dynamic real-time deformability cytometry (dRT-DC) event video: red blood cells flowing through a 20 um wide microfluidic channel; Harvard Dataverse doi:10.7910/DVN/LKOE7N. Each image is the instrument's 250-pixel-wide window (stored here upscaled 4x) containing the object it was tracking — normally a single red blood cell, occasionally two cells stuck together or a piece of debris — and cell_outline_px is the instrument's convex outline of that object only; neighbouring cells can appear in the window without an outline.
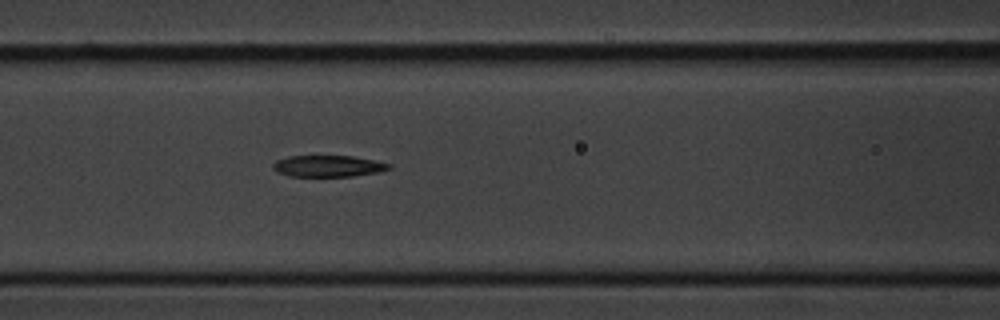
{"species": "common noctule bat (a hibernating species)", "species_latin": "Nyctalus noctula", "temperature_condition": "cold", "stored_images_in_passage": 7, "camera_frame_rate_fps": 3000, "um_per_image_px": 0.085, "animal": {"sex": "male", "body_mass_g": 20.1, "forearm_length_mm": 53.5}, "frame": {"image": 1, "passage_image": 7, "time_ms": 7.0, "image_size_px": [1000, 320], "cell_outline_px": [[392, 168], [376, 172], [352, 176], [288, 176], [276, 172], [272, 168], [272, 164], [276, 160], [288, 156], [352, 156], [392, 164]], "centroid_in_image_um": [27.84, 14.11], "position_along_channel_um": 138.8, "area_um2": 14.45}}